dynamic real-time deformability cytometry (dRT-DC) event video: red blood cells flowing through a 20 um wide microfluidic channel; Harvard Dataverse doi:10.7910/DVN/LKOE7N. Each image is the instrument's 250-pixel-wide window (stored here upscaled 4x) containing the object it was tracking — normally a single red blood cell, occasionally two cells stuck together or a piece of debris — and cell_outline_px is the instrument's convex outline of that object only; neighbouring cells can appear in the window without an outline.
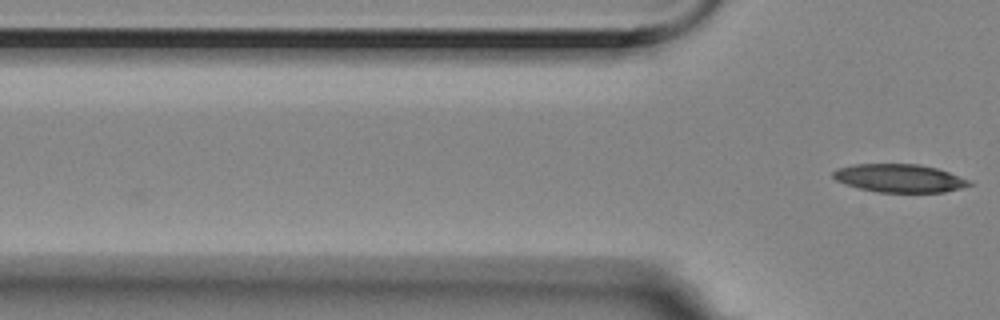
{"species": "Egyptian fruit bat (a non-hibernating species)", "species_latin": "Rousettus aegyptiacus", "temperature_condition": "room temperature", "stored_images_in_passage": 4, "camera_frame_rate_fps": 3000, "um_per_image_px": 0.085, "animal": {"sex": "female"}, "frame": {"image": 1, "passage_image": 4, "time_ms": 1.0, "image_size_px": [1000, 320], "cell_outline_px": [[972, 184], [960, 188], [944, 192], [876, 192], [860, 188], [836, 180], [832, 176], [832, 172], [836, 168], [852, 164], [920, 164], [936, 168], [948, 172], [968, 180]], "centroid_in_image_um": [76.41, 15.14], "position_along_channel_um": 49.4, "area_um2": 22.14}}